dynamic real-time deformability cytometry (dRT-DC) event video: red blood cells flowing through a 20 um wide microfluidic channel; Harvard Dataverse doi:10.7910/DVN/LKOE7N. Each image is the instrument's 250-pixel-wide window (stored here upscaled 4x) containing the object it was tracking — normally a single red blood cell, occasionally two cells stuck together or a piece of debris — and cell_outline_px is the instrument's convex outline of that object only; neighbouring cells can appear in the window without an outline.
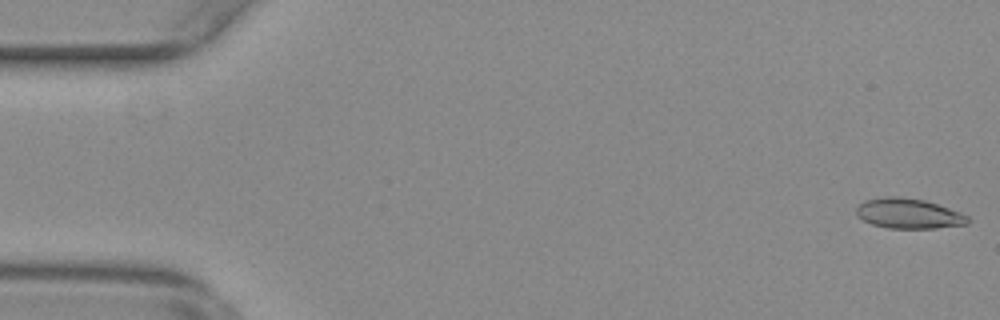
{"species": "common noctule bat (a hibernating species)", "species_latin": "Nyctalus noctula", "temperature_condition": "warm", "stored_images_in_passage": 54, "camera_frame_rate_fps": 3000, "um_per_image_px": 0.085, "animal": {"sex": "female", "body_mass_g": 29.2, "forearm_length_mm": 56.3}, "frame": {"image": 1, "passage_image": 1, "time_ms": 0.0, "image_size_px": [1000, 320], "cell_outline_px": [[972, 220], [968, 224], [936, 228], [888, 228], [872, 224], [856, 216], [856, 208], [864, 200], [888, 196], [900, 196], [924, 200], [960, 212], [968, 216]], "centroid_in_image_um": [77.24, 18.15], "position_along_channel_um": 7.8, "area_um2": 19.59}}
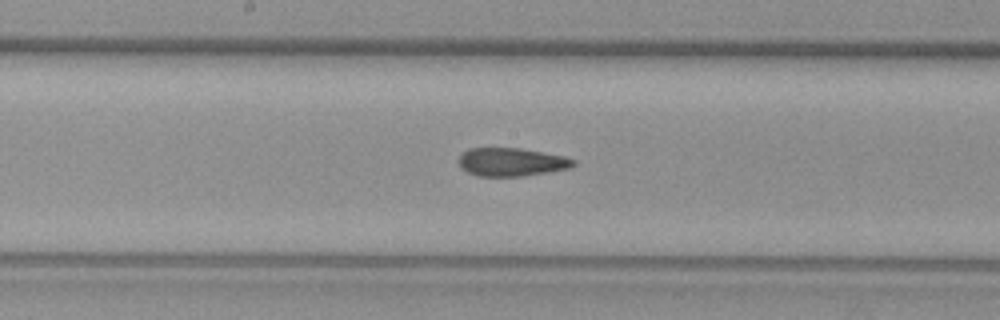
{"frame": {"image": 2, "passage_image": 28, "time_ms": 9.0, "image_size_px": [1000, 320], "cell_outline_px": [[576, 164], [572, 168], [548, 172], [520, 176], [476, 176], [460, 168], [460, 156], [468, 148], [520, 148], [564, 156], [576, 160]], "centroid_in_image_um": [43.5, 13.77], "position_along_channel_um": 204.7, "area_um2": 18.9}}
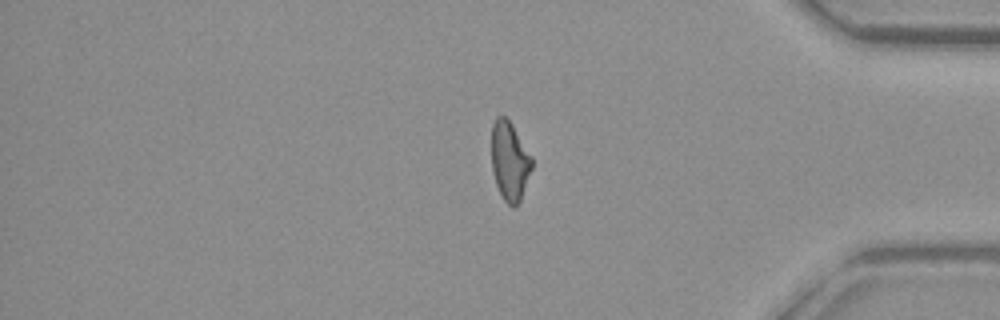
{"frame": {"image": 3, "passage_image": 45, "time_ms": 14.667, "image_size_px": [1000, 320], "cell_outline_px": [[532, 168], [520, 200], [512, 208], [504, 200], [496, 184], [492, 168], [492, 124], [496, 116], [504, 116], [512, 124], [532, 156]], "centroid_in_image_um": [43.32, 13.67], "position_along_channel_um": 391.9, "area_um2": 18.38}, "authors_computed_cell_mechanics": {"area_um2": 19.4497, "velocity_mm_per_s": 3.7983, "shape_relaxation_time_tau1_ms": null, "shape_relaxation_time_tau2_ms": 2.6352, "deformation_change_tau1": null, "deformation_change_tau2": 0.0987}}